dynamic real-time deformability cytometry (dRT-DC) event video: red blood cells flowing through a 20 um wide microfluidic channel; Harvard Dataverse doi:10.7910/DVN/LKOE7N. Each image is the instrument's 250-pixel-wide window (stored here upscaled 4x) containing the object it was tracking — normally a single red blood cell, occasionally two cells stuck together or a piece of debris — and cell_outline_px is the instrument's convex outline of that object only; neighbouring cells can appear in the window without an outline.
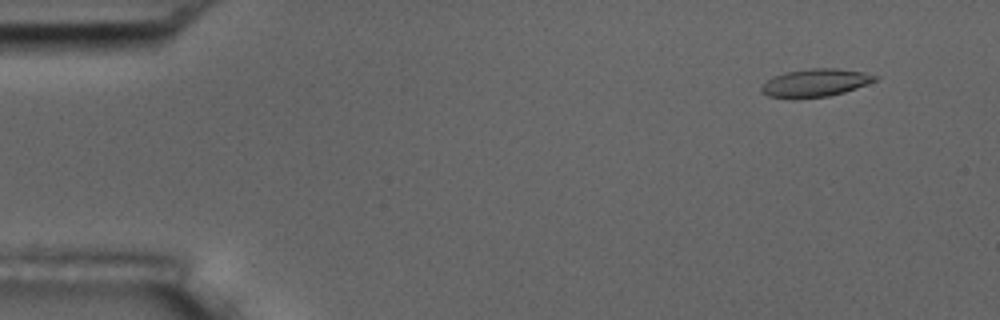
{"species": "common noctule bat (a hibernating species)", "species_latin": "Nyctalus noctula", "temperature_condition": "room temperature", "stored_images_in_passage": 5, "camera_frame_rate_fps": 3000, "um_per_image_px": 0.085, "animal": {"sex": "male", "body_mass_g": 17.5, "forearm_length_mm": 52.3}, "frame": {"image": 1, "passage_image": 2, "time_ms": 1.333, "image_size_px": [1000, 320], "cell_outline_px": [[880, 76], [876, 80], [856, 88], [844, 92], [828, 96], [796, 100], [792, 100], [768, 96], [760, 92], [760, 88], [772, 76], [788, 72], [812, 68], [836, 68], [864, 72]], "centroid_in_image_um": [69.27, 7.06], "position_along_channel_um": 15.7, "area_um2": 18.73}}
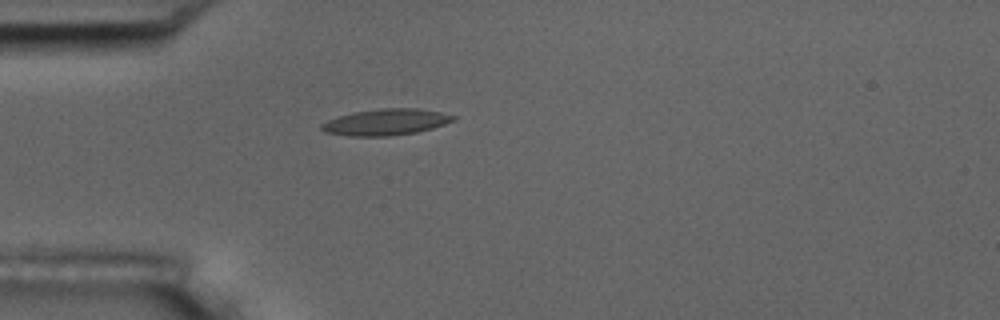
{"frame": {"image": 2, "passage_image": 5, "time_ms": 5.0, "image_size_px": [1000, 320], "cell_outline_px": [[456, 120], [432, 128], [416, 132], [388, 136], [348, 136], [324, 132], [320, 128], [320, 124], [328, 120], [352, 112], [380, 108], [416, 108], [440, 112], [456, 116]], "centroid_in_image_um": [32.78, 10.37], "position_along_channel_um": 52.2, "area_um2": 20.17}}